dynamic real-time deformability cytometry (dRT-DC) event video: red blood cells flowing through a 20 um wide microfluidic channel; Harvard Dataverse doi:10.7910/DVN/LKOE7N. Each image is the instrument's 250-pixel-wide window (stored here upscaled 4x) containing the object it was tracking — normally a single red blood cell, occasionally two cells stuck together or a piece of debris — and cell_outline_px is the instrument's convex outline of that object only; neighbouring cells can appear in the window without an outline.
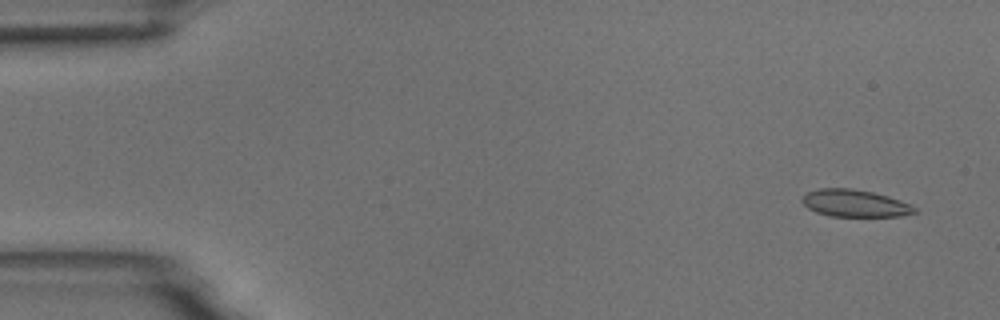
{"species": "common noctule bat (a hibernating species)", "species_latin": "Nyctalus noctula", "temperature_condition": "room temperature", "stored_images_in_passage": 5, "camera_frame_rate_fps": 3000, "um_per_image_px": 0.085, "animal": {"sex": "male", "body_mass_g": 18.8}, "frame": {"image": 1, "passage_image": 1, "time_ms": 0.0, "image_size_px": [1000, 320], "cell_outline_px": [[920, 212], [900, 216], [828, 216], [816, 212], [808, 208], [800, 200], [808, 192], [820, 188], [852, 188], [872, 192], [888, 196], [900, 200], [916, 208]], "centroid_in_image_um": [72.67, 17.28], "position_along_channel_um": 12.3, "area_um2": 17.8}}
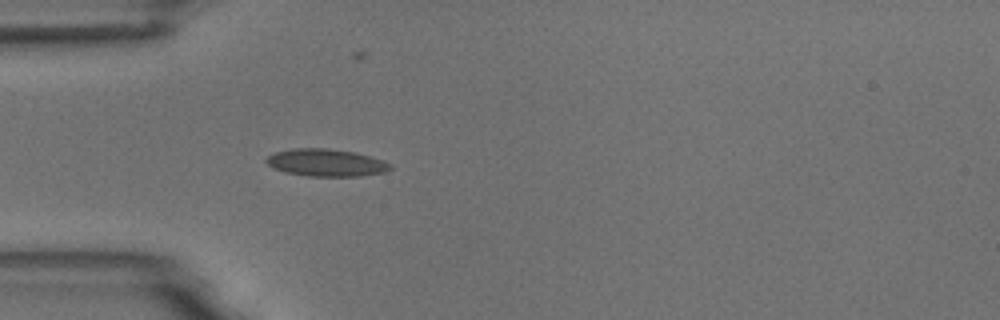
{"frame": {"image": 2, "passage_image": 5, "time_ms": 4.333, "image_size_px": [1000, 320], "cell_outline_px": [[392, 168], [384, 172], [364, 176], [308, 176], [284, 172], [268, 164], [264, 160], [268, 156], [276, 152], [292, 148], [324, 148], [356, 152], [384, 160], [392, 164]], "centroid_in_image_um": [27.76, 13.83], "position_along_channel_um": 57.2, "area_um2": 19.83}}